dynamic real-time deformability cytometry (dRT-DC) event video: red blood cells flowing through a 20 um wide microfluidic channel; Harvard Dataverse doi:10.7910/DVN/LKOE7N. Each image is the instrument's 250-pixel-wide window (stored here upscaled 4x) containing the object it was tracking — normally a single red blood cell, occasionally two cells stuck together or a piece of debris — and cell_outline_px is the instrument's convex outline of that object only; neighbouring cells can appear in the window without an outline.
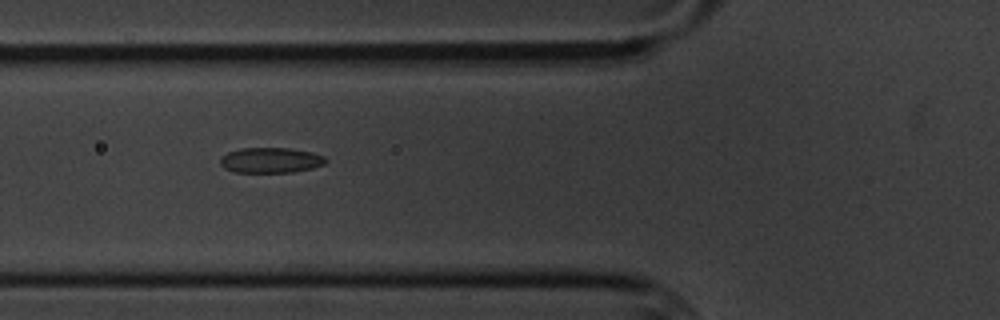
{"species": "common noctule bat (a hibernating species)", "species_latin": "Nyctalus noctula", "temperature_condition": "cold", "stored_images_in_passage": 11, "camera_frame_rate_fps": 3000, "um_per_image_px": 0.085, "animal": {"sex": "male", "body_mass_g": 20.1, "forearm_length_mm": 53.5}, "frame": {"image": 1, "passage_image": 7, "time_ms": 7.667, "image_size_px": [1000, 320], "cell_outline_px": [[328, 160], [324, 164], [312, 168], [292, 172], [232, 172], [224, 168], [220, 164], [220, 156], [228, 152], [240, 148], [288, 148], [312, 152], [324, 156]], "centroid_in_image_um": [22.98, 13.62], "position_along_channel_um": 102.8, "area_um2": 15.66}}
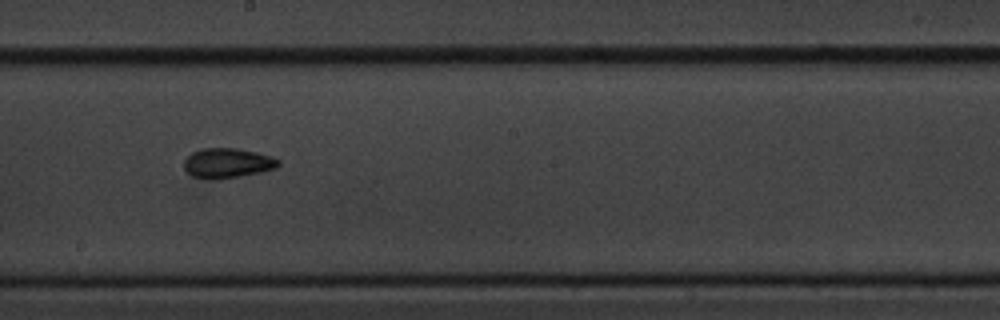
{"frame": {"image": 2, "passage_image": 10, "time_ms": 11.333, "image_size_px": [1000, 320], "cell_outline_px": [[280, 164], [276, 168], [260, 172], [216, 180], [208, 180], [192, 176], [184, 168], [184, 160], [192, 152], [204, 148], [236, 148], [256, 152], [272, 156], [280, 160]], "centroid_in_image_um": [19.33, 13.86], "position_along_channel_um": 228.9, "area_um2": 16.47}}
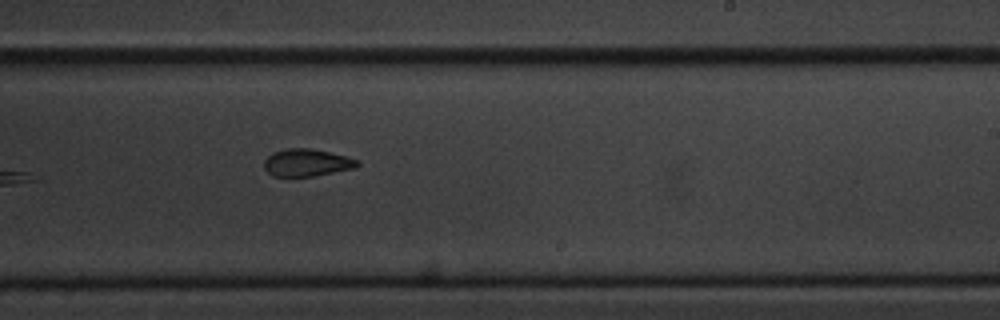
{"frame": {"image": 3, "passage_image": 11, "time_ms": 12.333, "image_size_px": [1000, 320], "cell_outline_px": [[360, 164], [356, 168], [312, 176], [272, 176], [264, 168], [264, 160], [272, 152], [284, 148], [312, 148], [360, 160]], "centroid_in_image_um": [26.06, 13.81], "position_along_channel_um": 262.9, "area_um2": 14.91}}